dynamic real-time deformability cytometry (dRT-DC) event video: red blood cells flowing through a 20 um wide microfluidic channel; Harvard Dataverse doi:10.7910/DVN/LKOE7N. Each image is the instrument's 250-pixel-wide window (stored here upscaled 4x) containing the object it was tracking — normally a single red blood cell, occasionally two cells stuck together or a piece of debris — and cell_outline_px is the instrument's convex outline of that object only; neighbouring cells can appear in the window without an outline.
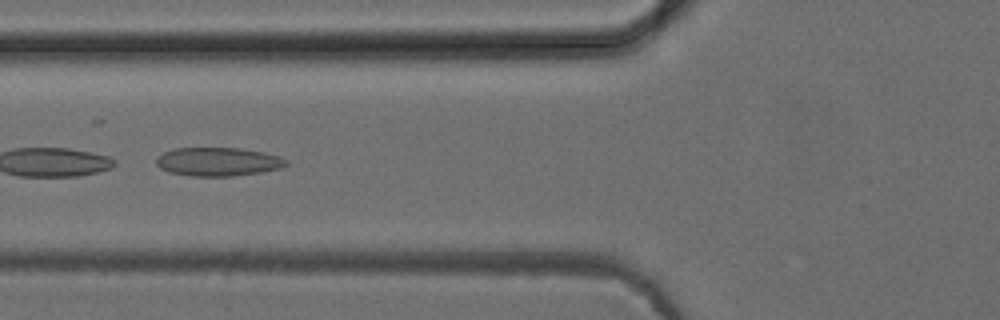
{"species": "common noctule bat (a hibernating species)", "species_latin": "Nyctalus noctula", "temperature_condition": "cold", "stored_images_in_passage": 27, "camera_frame_rate_fps": 3000, "um_per_image_px": 0.085, "animal": {"sex": "female", "body_mass_g": 24.6, "forearm_length_mm": 56.2}, "frame": {"image": 1, "passage_image": 20, "time_ms": 6.333, "image_size_px": [1000, 320], "cell_outline_px": [[288, 164], [280, 168], [260, 172], [232, 176], [192, 176], [168, 172], [160, 168], [156, 164], [156, 156], [172, 148], [240, 148], [264, 152], [280, 156], [288, 160]], "centroid_in_image_um": [18.52, 13.74], "position_along_channel_um": 107.3, "area_um2": 21.79}}